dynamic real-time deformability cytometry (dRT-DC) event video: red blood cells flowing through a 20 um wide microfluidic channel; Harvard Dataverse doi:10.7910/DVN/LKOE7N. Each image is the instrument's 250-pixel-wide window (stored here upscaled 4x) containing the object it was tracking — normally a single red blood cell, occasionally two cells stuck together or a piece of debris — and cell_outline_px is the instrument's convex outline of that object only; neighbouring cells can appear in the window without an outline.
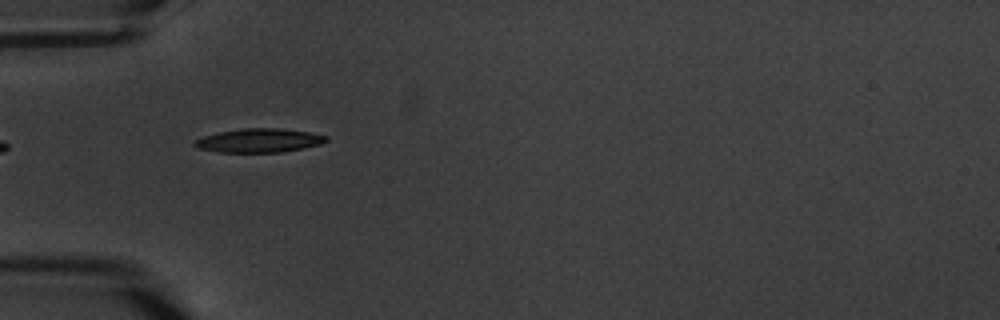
{"species": "common noctule bat (a hibernating species)", "species_latin": "Nyctalus noctula", "temperature_condition": "warm", "stored_images_in_passage": 10, "camera_frame_rate_fps": 3000, "um_per_image_px": 0.085, "animal": {"sex": "male", "body_mass_g": 20.1, "forearm_length_mm": 53.5}, "frame": {"image": 1, "passage_image": 6, "time_ms": 5.667, "image_size_px": [1000, 320], "cell_outline_px": [[328, 140], [320, 144], [284, 152], [220, 152], [196, 148], [192, 144], [192, 140], [204, 136], [220, 132], [240, 128], [280, 128], [308, 132], [328, 136]], "centroid_in_image_um": [21.98, 11.94], "position_along_channel_um": 63.0, "area_um2": 18.32}}